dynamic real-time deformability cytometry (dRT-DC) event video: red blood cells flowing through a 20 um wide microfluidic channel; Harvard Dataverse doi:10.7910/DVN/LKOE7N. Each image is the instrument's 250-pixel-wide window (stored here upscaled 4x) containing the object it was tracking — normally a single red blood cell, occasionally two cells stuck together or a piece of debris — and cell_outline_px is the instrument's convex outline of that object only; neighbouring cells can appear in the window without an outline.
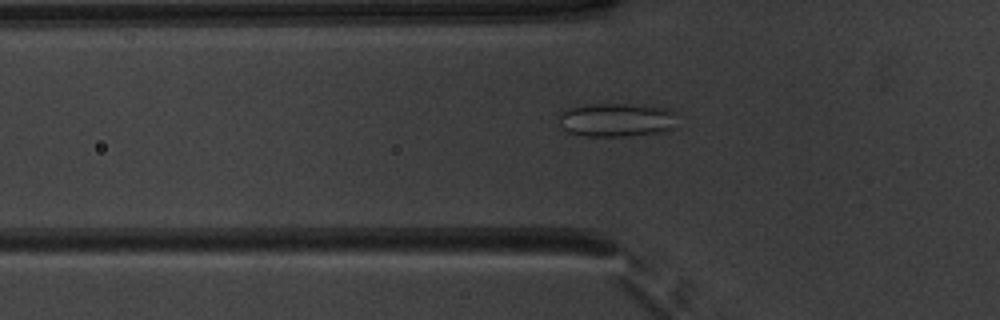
{"species": "common noctule bat (a hibernating species)", "species_latin": "Nyctalus noctula", "temperature_condition": "warm", "stored_images_in_passage": 47, "camera_frame_rate_fps": 3000, "um_per_image_px": 0.085, "animal": {"sex": "male", "body_mass_g": 20.1, "forearm_length_mm": 53.5}, "frame": {"image": 1, "passage_image": 13, "time_ms": 4.0, "image_size_px": [1000, 320], "cell_outline_px": [[676, 128], [660, 132], [624, 136], [588, 136], [568, 132], [560, 124], [560, 112], [568, 108], [592, 104], [624, 104], [668, 108], [676, 112]], "centroid_in_image_um": [52.45, 10.19], "position_along_channel_um": 73.3, "area_um2": 23.18}}
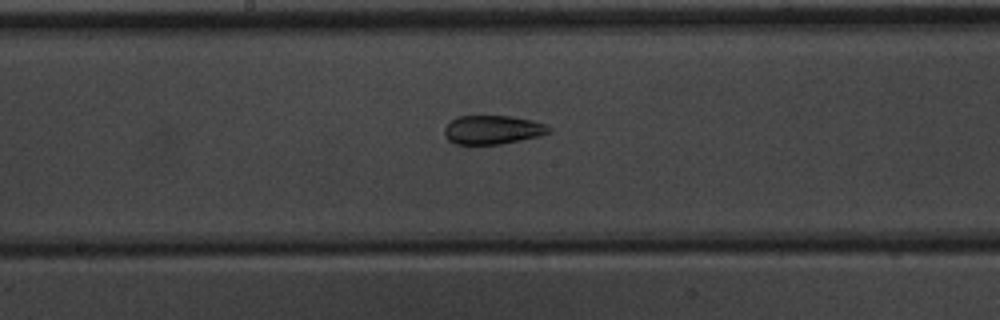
{"frame": {"image": 2, "passage_image": 23, "time_ms": 7.333, "image_size_px": [1000, 320], "cell_outline_px": [[552, 132], [540, 136], [500, 144], [456, 144], [448, 140], [444, 136], [444, 128], [456, 116], [512, 116], [532, 120], [544, 124], [552, 128]], "centroid_in_image_um": [41.88, 11.03], "position_along_channel_um": 206.3, "area_um2": 17.63}}
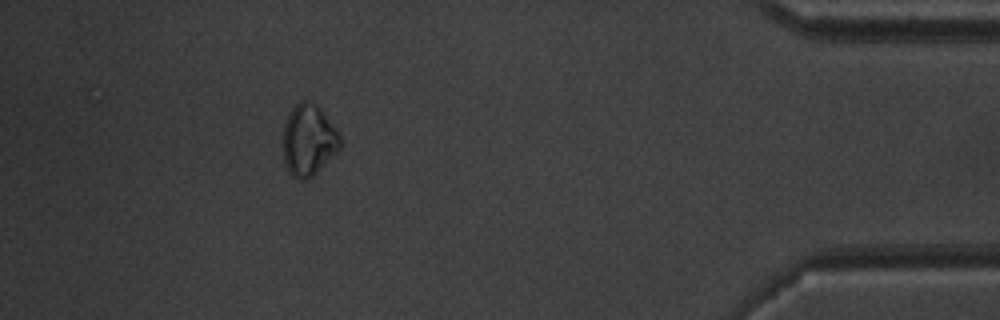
{"frame": {"image": 3, "passage_image": 42, "time_ms": 13.667, "image_size_px": [1000, 320], "cell_outline_px": [[340, 148], [312, 176], [304, 180], [300, 180], [288, 168], [284, 160], [284, 124], [292, 108], [300, 100], [304, 100], [316, 104], [320, 108], [340, 132]], "centroid_in_image_um": [26.25, 11.86], "position_along_channel_um": 408.9, "area_um2": 23.24}, "authors_computed_cell_mechanics": {"area_um2": 21.0392, "velocity_mm_per_s": 3.9568, "shape_relaxation_time_tau1_ms": 2.8497, "shape_relaxation_time_tau2_ms": 1.6857, "deformation_change_tau1": 0.0549, "deformation_change_tau2": 0.0732}}